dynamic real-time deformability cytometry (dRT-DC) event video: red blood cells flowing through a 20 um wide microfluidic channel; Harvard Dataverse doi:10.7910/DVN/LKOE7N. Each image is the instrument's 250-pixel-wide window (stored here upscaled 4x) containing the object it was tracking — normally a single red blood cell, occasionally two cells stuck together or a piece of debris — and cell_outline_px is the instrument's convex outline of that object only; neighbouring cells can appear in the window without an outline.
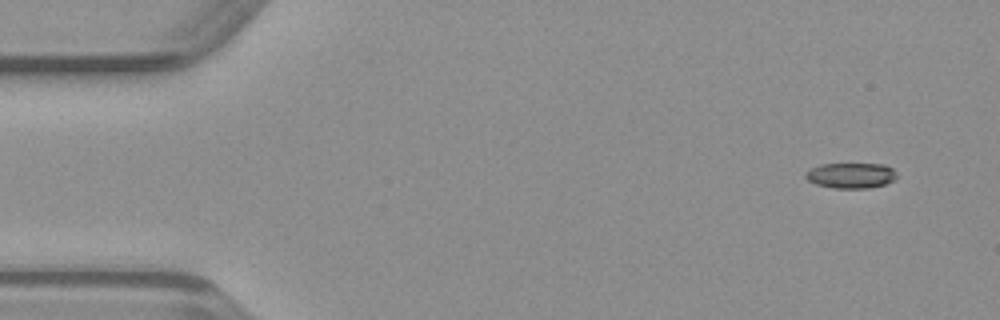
{"species": "common noctule bat (a hibernating species)", "species_latin": "Nyctalus noctula", "temperature_condition": "warm", "stored_images_in_passage": 48, "camera_frame_rate_fps": 3000, "um_per_image_px": 0.085, "animal": {"sex": "male", "body_mass_g": 23.1, "forearm_length_mm": 52.7}, "frame": {"image": 1, "passage_image": 2, "time_ms": 0.333, "image_size_px": [1000, 320], "cell_outline_px": [[896, 180], [884, 184], [868, 188], [832, 188], [816, 184], [808, 180], [804, 176], [812, 168], [820, 164], [884, 164], [892, 168], [896, 172]], "centroid_in_image_um": [72.35, 14.92], "position_along_channel_um": 12.6, "area_um2": 13.47}}
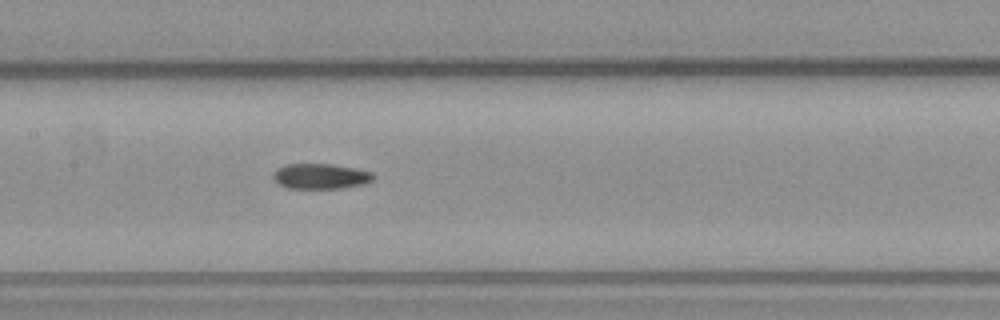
{"frame": {"image": 2, "passage_image": 22, "time_ms": 7.0, "image_size_px": [1000, 320], "cell_outline_px": [[376, 176], [372, 180], [364, 184], [340, 188], [288, 188], [280, 184], [272, 176], [280, 168], [288, 164], [332, 164], [356, 168], [372, 172]], "centroid_in_image_um": [27.32, 14.98], "position_along_channel_um": 180.1, "area_um2": 14.57}}
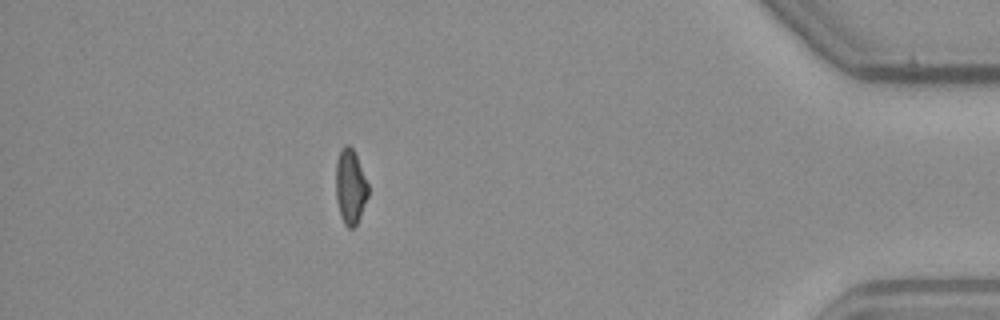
{"frame": {"image": 3, "passage_image": 42, "time_ms": 13.667, "image_size_px": [1000, 320], "cell_outline_px": [[368, 196], [360, 216], [356, 224], [352, 228], [348, 228], [344, 224], [340, 216], [336, 200], [336, 160], [340, 148], [344, 144], [348, 144], [352, 148], [356, 156], [368, 184]], "centroid_in_image_um": [29.76, 15.86], "position_along_channel_um": 405.4, "area_um2": 14.1}}